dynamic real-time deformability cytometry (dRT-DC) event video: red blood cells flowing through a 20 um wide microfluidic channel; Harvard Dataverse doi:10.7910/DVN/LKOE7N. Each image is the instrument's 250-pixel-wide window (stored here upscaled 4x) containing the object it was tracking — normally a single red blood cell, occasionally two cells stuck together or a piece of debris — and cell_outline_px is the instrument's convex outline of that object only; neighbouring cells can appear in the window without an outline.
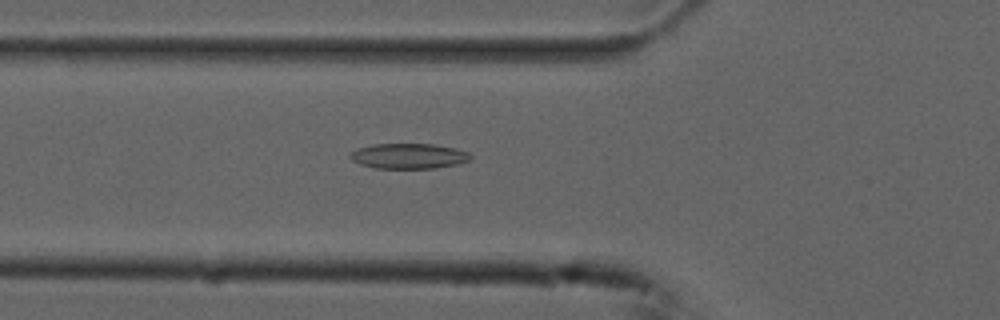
{"species": "common noctule bat (a hibernating species)", "species_latin": "Nyctalus noctula", "temperature_condition": "cold", "stored_images_in_passage": 47, "camera_frame_rate_fps": 3000, "um_per_image_px": 0.085, "animal": {"sex": "male", "forearm_length_mm": 52.5}, "frame": {"image": 1, "passage_image": 12, "time_ms": 3.667, "image_size_px": [1000, 320], "cell_outline_px": [[472, 156], [468, 160], [460, 164], [436, 168], [376, 168], [360, 164], [352, 160], [348, 156], [356, 148], [372, 144], [432, 144], [456, 148], [468, 152]], "centroid_in_image_um": [34.74, 13.26], "position_along_channel_um": 91.1, "area_um2": 17.8}}
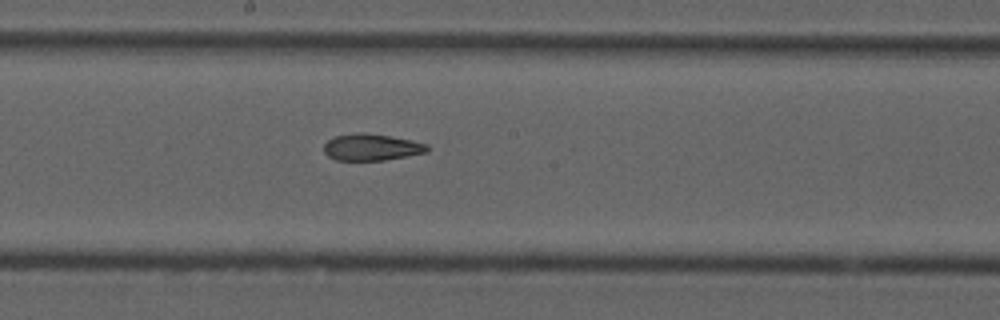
{"frame": {"image": 2, "passage_image": 22, "time_ms": 7.0, "image_size_px": [1000, 320], "cell_outline_px": [[428, 152], [384, 160], [336, 160], [328, 156], [324, 152], [324, 144], [328, 140], [336, 136], [360, 132], [388, 136], [412, 140], [428, 144]], "centroid_in_image_um": [31.58, 12.52], "position_along_channel_um": 216.6, "area_um2": 15.9}}
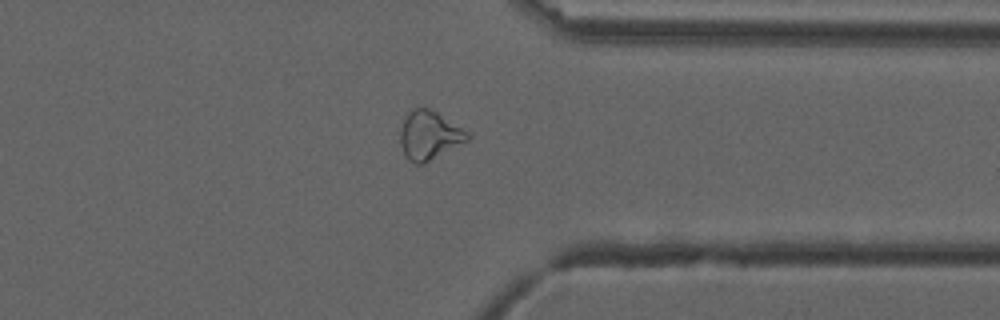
{"frame": {"image": 3, "passage_image": 35, "time_ms": 11.333, "image_size_px": [1000, 320], "cell_outline_px": [[472, 136], [468, 140], [424, 164], [416, 164], [408, 160], [400, 144], [400, 128], [408, 112], [412, 108], [428, 108], [436, 112], [472, 132]], "centroid_in_image_um": [36.52, 11.5], "position_along_channel_um": 374.9, "area_um2": 19.25}, "authors_computed_cell_mechanics": {"area_um2": 18.3804, "velocity_mm_per_s": 3.7496, "shape_relaxation_time_tau1_ms": null, "shape_relaxation_time_tau2_ms": 2.8749, "deformation_change_tau1": null, "deformation_change_tau2": 0.0995}}